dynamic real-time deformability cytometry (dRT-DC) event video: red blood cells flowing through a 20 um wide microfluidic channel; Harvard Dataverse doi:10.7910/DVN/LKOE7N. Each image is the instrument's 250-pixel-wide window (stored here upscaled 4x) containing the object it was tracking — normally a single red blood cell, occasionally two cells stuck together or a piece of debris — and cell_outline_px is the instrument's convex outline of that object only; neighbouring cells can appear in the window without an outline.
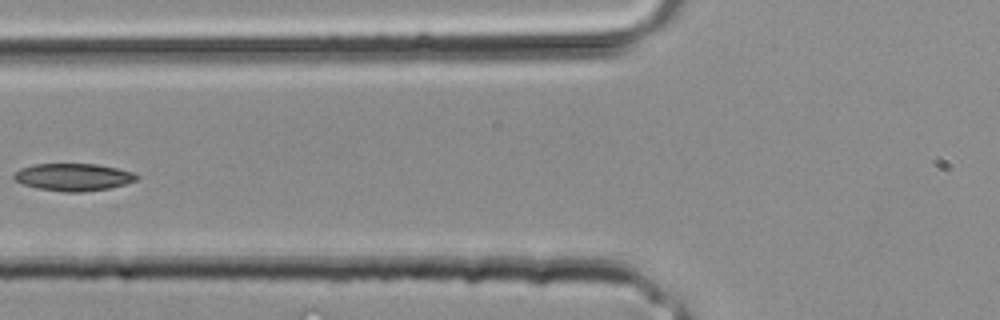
{"species": "common noctule bat (a hibernating species)", "species_latin": "Nyctalus noctula", "temperature_condition": "room temperature", "stored_images_in_passage": 9, "camera_frame_rate_fps": 3000, "um_per_image_px": 0.085, "animal": {"sex": "male", "body_mass_g": 20.4}, "frame": {"image": 1, "passage_image": 8, "time_ms": 2.333, "image_size_px": [1000, 320], "cell_outline_px": [[140, 176], [136, 180], [124, 184], [108, 188], [80, 192], [64, 192], [36, 188], [24, 184], [16, 180], [12, 176], [20, 168], [32, 164], [96, 164], [116, 168], [132, 172]], "centroid_in_image_um": [6.21, 15.05], "position_along_channel_um": 119.6, "area_um2": 19.42}}